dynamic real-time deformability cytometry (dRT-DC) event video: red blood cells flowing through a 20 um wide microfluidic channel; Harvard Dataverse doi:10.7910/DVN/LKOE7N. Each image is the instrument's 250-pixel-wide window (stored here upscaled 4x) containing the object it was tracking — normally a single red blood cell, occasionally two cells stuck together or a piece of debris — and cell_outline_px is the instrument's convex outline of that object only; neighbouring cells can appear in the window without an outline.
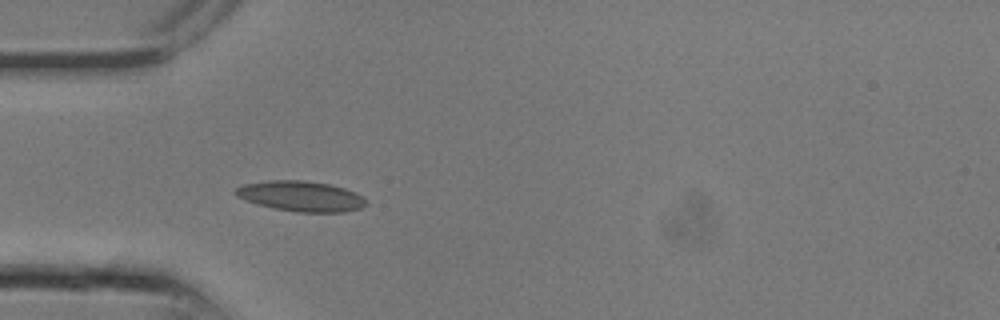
{"species": "common noctule bat (a hibernating species)", "species_latin": "Nyctalus noctula", "temperature_condition": "room temperature", "stored_images_in_passage": 1, "camera_frame_rate_fps": 3000, "um_per_image_px": 0.085, "animal": {"sex": "male", "body_mass_g": 13.3}, "frame": {"image": 1, "passage_image": 1, "time_ms": 0.0, "image_size_px": [1000, 320], "cell_outline_px": [[368, 204], [360, 208], [344, 212], [296, 212], [272, 208], [236, 196], [232, 192], [236, 188], [244, 184], [268, 180], [304, 180], [328, 184], [344, 188], [356, 192], [364, 196], [368, 200]], "centroid_in_image_um": [25.62, 16.67], "position_along_channel_um": 59.4, "area_um2": 23.18}}